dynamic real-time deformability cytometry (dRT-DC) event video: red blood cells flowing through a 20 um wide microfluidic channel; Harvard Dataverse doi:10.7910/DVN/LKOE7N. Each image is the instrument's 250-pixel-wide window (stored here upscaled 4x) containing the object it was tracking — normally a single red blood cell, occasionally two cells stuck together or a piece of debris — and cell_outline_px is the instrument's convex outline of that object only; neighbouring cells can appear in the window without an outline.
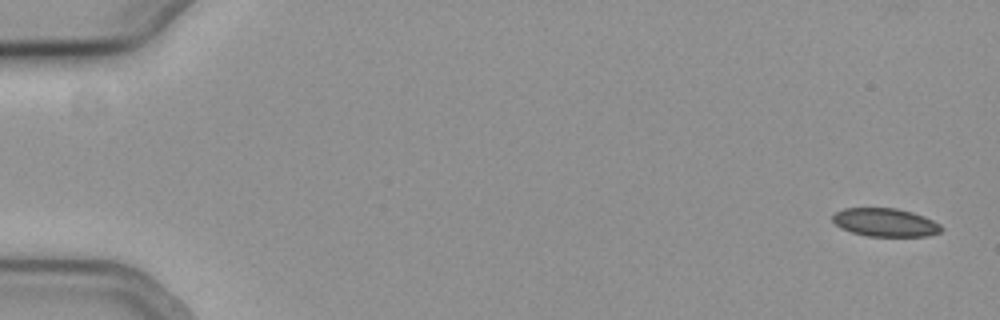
{"species": "common noctule bat (a hibernating species)", "species_latin": "Nyctalus noctula", "temperature_condition": "cold", "stored_images_in_passage": 55, "camera_frame_rate_fps": 3000, "um_per_image_px": 0.085, "animal": {"sex": "female", "body_mass_g": 19.3, "forearm_length_mm": 54.1}, "frame": {"image": 1, "passage_image": 1, "time_ms": 0.0, "image_size_px": [1000, 320], "cell_outline_px": [[944, 228], [940, 232], [928, 236], [868, 236], [852, 232], [836, 224], [832, 220], [832, 216], [836, 212], [844, 208], [896, 208], [912, 212], [924, 216], [940, 224]], "centroid_in_image_um": [75.28, 18.9], "position_along_channel_um": 9.7, "area_um2": 17.8}}
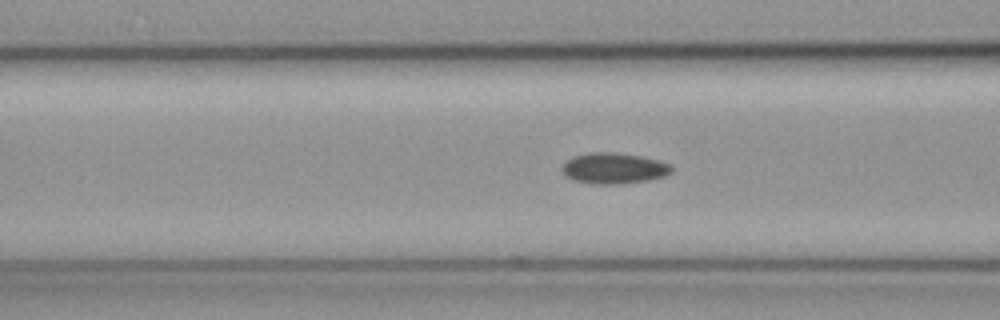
{"frame": {"image": 2, "passage_image": 22, "time_ms": 7.0, "image_size_px": [1000, 320], "cell_outline_px": [[672, 172], [664, 176], [648, 180], [620, 184], [592, 184], [572, 180], [560, 168], [564, 160], [572, 156], [592, 152], [612, 152], [640, 156], [656, 160], [668, 164], [672, 168]], "centroid_in_image_um": [52.11, 14.3], "position_along_channel_um": 114.5, "area_um2": 19.71}}
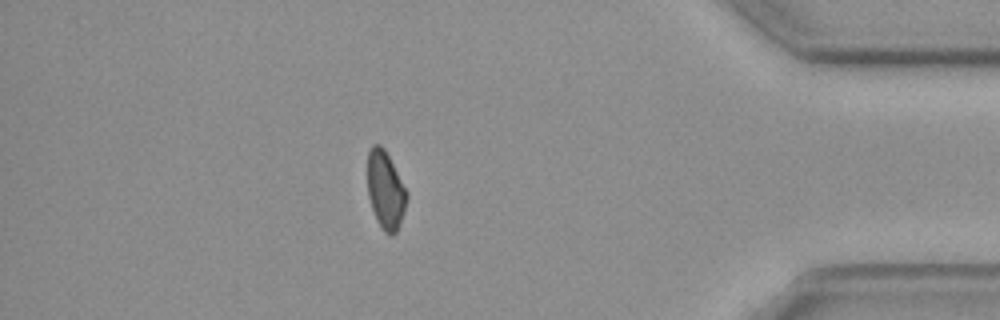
{"frame": {"image": 3, "passage_image": 48, "time_ms": 15.667, "image_size_px": [1000, 320], "cell_outline_px": [[408, 196], [400, 224], [396, 232], [392, 236], [388, 236], [380, 228], [376, 220], [368, 196], [368, 152], [372, 144], [380, 144], [384, 148], [408, 192]], "centroid_in_image_um": [32.77, 16.19], "position_along_channel_um": 402.4, "area_um2": 17.92}}